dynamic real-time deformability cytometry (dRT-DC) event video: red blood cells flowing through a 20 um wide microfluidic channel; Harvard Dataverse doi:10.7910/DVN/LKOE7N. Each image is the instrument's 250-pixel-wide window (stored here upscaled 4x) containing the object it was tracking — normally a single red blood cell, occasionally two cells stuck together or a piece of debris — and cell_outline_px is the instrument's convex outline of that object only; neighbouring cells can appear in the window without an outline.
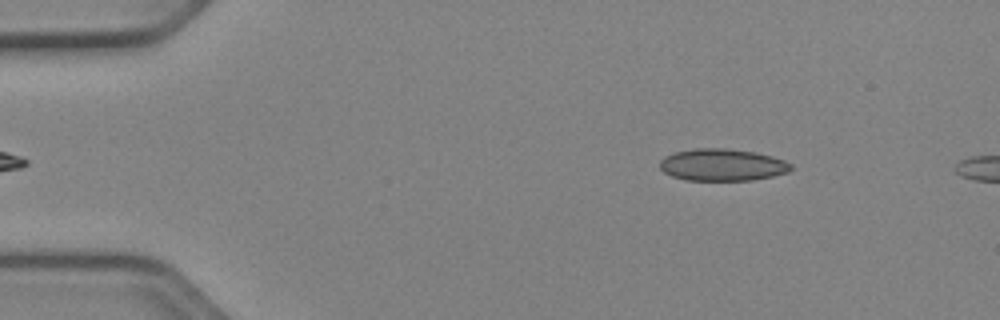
{"species": "Egyptian fruit bat (a non-hibernating species)", "species_latin": "Rousettus aegyptiacus", "temperature_condition": "cold", "stored_images_in_passage": 12, "camera_frame_rate_fps": 3000, "um_per_image_px": 0.085, "animal": {"sex": "female"}, "frame": {"image": 1, "passage_image": 3, "time_ms": 0.667, "image_size_px": [1000, 320], "cell_outline_px": [[792, 168], [788, 172], [772, 176], [752, 180], [684, 180], [672, 176], [664, 172], [660, 168], [660, 160], [664, 156], [676, 152], [692, 148], [724, 148], [756, 152], [772, 156], [784, 160], [792, 164]], "centroid_in_image_um": [61.39, 14.01], "position_along_channel_um": 23.6, "area_um2": 24.57}}